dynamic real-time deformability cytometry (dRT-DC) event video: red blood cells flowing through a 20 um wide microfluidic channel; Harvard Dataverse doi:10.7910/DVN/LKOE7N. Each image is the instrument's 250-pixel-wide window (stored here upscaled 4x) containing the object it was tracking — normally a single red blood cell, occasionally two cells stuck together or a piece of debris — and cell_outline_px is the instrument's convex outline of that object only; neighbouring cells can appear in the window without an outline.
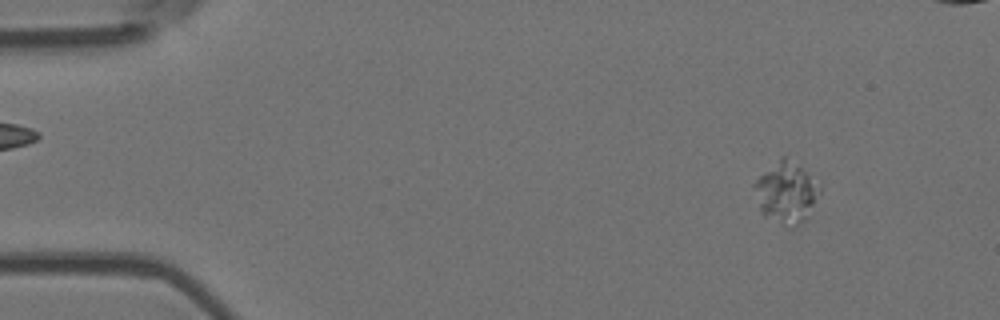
{"species": "Egyptian fruit bat (a non-hibernating species)", "species_latin": "Rousettus aegyptiacus", "temperature_condition": "room temperature", "stored_images_in_passage": 5, "camera_frame_rate_fps": 3000, "um_per_image_px": 0.085, "animal": {"sex": "female"}, "frame": {"image": 1, "passage_image": 1, "time_ms": 0.0, "image_size_px": [1000, 320], "cell_outline_px": [[820, 192], [804, 220], [796, 224], [784, 228], [764, 216], [760, 208], [752, 188], [752, 184], [780, 156], [784, 156], [820, 180]], "centroid_in_image_um": [66.82, 16.36], "position_along_channel_um": 18.2, "area_um2": 23.29}}